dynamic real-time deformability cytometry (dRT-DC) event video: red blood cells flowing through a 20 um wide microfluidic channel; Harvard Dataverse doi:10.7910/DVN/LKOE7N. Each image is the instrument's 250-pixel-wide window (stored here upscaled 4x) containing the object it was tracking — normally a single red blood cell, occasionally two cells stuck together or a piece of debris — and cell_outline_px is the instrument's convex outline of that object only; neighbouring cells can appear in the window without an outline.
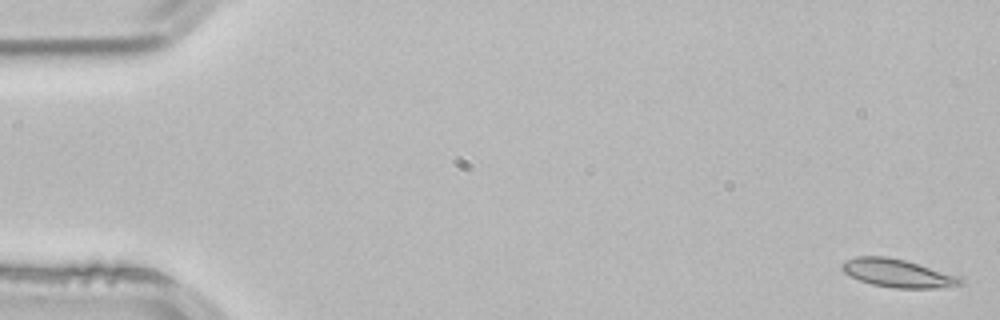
{"species": "common noctule bat (a hibernating species)", "species_latin": "Nyctalus noctula", "temperature_condition": "room temperature", "stored_images_in_passage": 4, "camera_frame_rate_fps": 3000, "um_per_image_px": 0.085, "animal": {"sex": "male", "body_mass_g": 21.5, "forearm_length_mm": 52.0}, "frame": {"image": 1, "passage_image": 1, "time_ms": 0.0, "image_size_px": [1000, 320], "cell_outline_px": [[964, 284], [936, 288], [896, 288], [872, 284], [860, 280], [844, 272], [840, 268], [840, 264], [844, 260], [856, 256], [888, 256], [904, 260], [964, 276]], "centroid_in_image_um": [76.35, 23.21], "position_along_channel_um": 8.6, "area_um2": 19.71}}
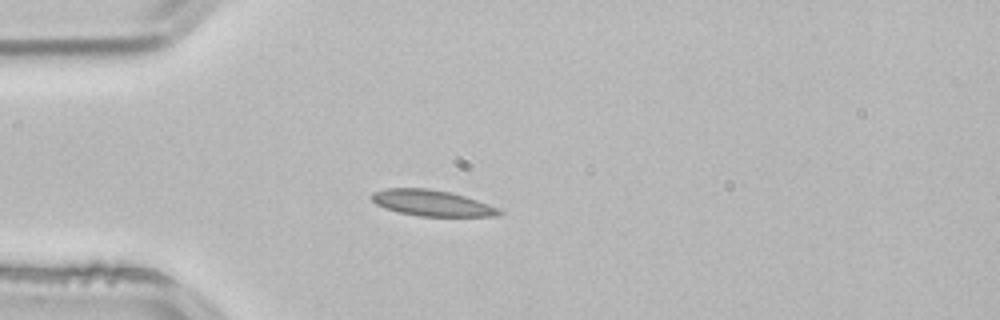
{"frame": {"image": 2, "passage_image": 4, "time_ms": 1.0, "image_size_px": [1000, 320], "cell_outline_px": [[504, 212], [496, 216], [420, 216], [396, 212], [384, 208], [376, 204], [372, 200], [372, 192], [384, 188], [428, 188], [452, 192], [500, 208]], "centroid_in_image_um": [36.69, 17.25], "position_along_channel_um": 48.3, "area_um2": 19.42}}